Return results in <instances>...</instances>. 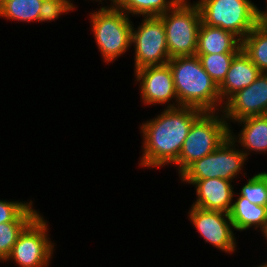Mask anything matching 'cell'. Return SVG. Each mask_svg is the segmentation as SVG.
Listing matches in <instances>:
<instances>
[{
  "instance_id": "obj_1",
  "label": "cell",
  "mask_w": 267,
  "mask_h": 267,
  "mask_svg": "<svg viewBox=\"0 0 267 267\" xmlns=\"http://www.w3.org/2000/svg\"><path fill=\"white\" fill-rule=\"evenodd\" d=\"M204 112L194 107L165 108L160 115L140 127L143 156L140 166L160 168L178 160L192 124Z\"/></svg>"
},
{
  "instance_id": "obj_2",
  "label": "cell",
  "mask_w": 267,
  "mask_h": 267,
  "mask_svg": "<svg viewBox=\"0 0 267 267\" xmlns=\"http://www.w3.org/2000/svg\"><path fill=\"white\" fill-rule=\"evenodd\" d=\"M167 64L172 70L179 107L221 111L218 85L204 70L197 55L172 57Z\"/></svg>"
},
{
  "instance_id": "obj_3",
  "label": "cell",
  "mask_w": 267,
  "mask_h": 267,
  "mask_svg": "<svg viewBox=\"0 0 267 267\" xmlns=\"http://www.w3.org/2000/svg\"><path fill=\"white\" fill-rule=\"evenodd\" d=\"M201 22L232 32L240 40L261 21L259 9L250 0H199Z\"/></svg>"
},
{
  "instance_id": "obj_4",
  "label": "cell",
  "mask_w": 267,
  "mask_h": 267,
  "mask_svg": "<svg viewBox=\"0 0 267 267\" xmlns=\"http://www.w3.org/2000/svg\"><path fill=\"white\" fill-rule=\"evenodd\" d=\"M219 113L204 112L192 124L178 160L174 163L178 165L179 175L194 161L213 152L229 137L230 125L223 113L220 116Z\"/></svg>"
},
{
  "instance_id": "obj_5",
  "label": "cell",
  "mask_w": 267,
  "mask_h": 267,
  "mask_svg": "<svg viewBox=\"0 0 267 267\" xmlns=\"http://www.w3.org/2000/svg\"><path fill=\"white\" fill-rule=\"evenodd\" d=\"M90 19L98 49L106 63L129 50L133 25L129 15L111 4L91 12Z\"/></svg>"
},
{
  "instance_id": "obj_6",
  "label": "cell",
  "mask_w": 267,
  "mask_h": 267,
  "mask_svg": "<svg viewBox=\"0 0 267 267\" xmlns=\"http://www.w3.org/2000/svg\"><path fill=\"white\" fill-rule=\"evenodd\" d=\"M164 24L170 58L196 55L201 14L196 3L180 0L159 16Z\"/></svg>"
},
{
  "instance_id": "obj_7",
  "label": "cell",
  "mask_w": 267,
  "mask_h": 267,
  "mask_svg": "<svg viewBox=\"0 0 267 267\" xmlns=\"http://www.w3.org/2000/svg\"><path fill=\"white\" fill-rule=\"evenodd\" d=\"M235 142L229 136L210 154L190 164L179 176L182 182L220 178L232 181L237 177L246 161L242 150L235 148Z\"/></svg>"
},
{
  "instance_id": "obj_8",
  "label": "cell",
  "mask_w": 267,
  "mask_h": 267,
  "mask_svg": "<svg viewBox=\"0 0 267 267\" xmlns=\"http://www.w3.org/2000/svg\"><path fill=\"white\" fill-rule=\"evenodd\" d=\"M48 230L47 221L38 214L19 234L5 261L12 259L19 267H48L55 246Z\"/></svg>"
},
{
  "instance_id": "obj_9",
  "label": "cell",
  "mask_w": 267,
  "mask_h": 267,
  "mask_svg": "<svg viewBox=\"0 0 267 267\" xmlns=\"http://www.w3.org/2000/svg\"><path fill=\"white\" fill-rule=\"evenodd\" d=\"M135 46V69L165 65L171 59L166 42V32L159 16L144 17L135 29L132 25L131 44Z\"/></svg>"
},
{
  "instance_id": "obj_10",
  "label": "cell",
  "mask_w": 267,
  "mask_h": 267,
  "mask_svg": "<svg viewBox=\"0 0 267 267\" xmlns=\"http://www.w3.org/2000/svg\"><path fill=\"white\" fill-rule=\"evenodd\" d=\"M189 220L205 242L212 244L225 253H233L236 249V239L230 215L223 211L204 210L191 206Z\"/></svg>"
},
{
  "instance_id": "obj_11",
  "label": "cell",
  "mask_w": 267,
  "mask_h": 267,
  "mask_svg": "<svg viewBox=\"0 0 267 267\" xmlns=\"http://www.w3.org/2000/svg\"><path fill=\"white\" fill-rule=\"evenodd\" d=\"M221 112L225 120L234 122L267 115V73H261L248 87L233 94L224 106L221 105Z\"/></svg>"
},
{
  "instance_id": "obj_12",
  "label": "cell",
  "mask_w": 267,
  "mask_h": 267,
  "mask_svg": "<svg viewBox=\"0 0 267 267\" xmlns=\"http://www.w3.org/2000/svg\"><path fill=\"white\" fill-rule=\"evenodd\" d=\"M134 73L136 81L140 82L141 99L145 105L166 104L174 98L177 104L170 103L167 108L179 107L172 70L168 64L143 67Z\"/></svg>"
},
{
  "instance_id": "obj_13",
  "label": "cell",
  "mask_w": 267,
  "mask_h": 267,
  "mask_svg": "<svg viewBox=\"0 0 267 267\" xmlns=\"http://www.w3.org/2000/svg\"><path fill=\"white\" fill-rule=\"evenodd\" d=\"M231 183L232 181L220 178L191 180L189 184L195 185L197 195L192 206L229 214L235 194Z\"/></svg>"
},
{
  "instance_id": "obj_14",
  "label": "cell",
  "mask_w": 267,
  "mask_h": 267,
  "mask_svg": "<svg viewBox=\"0 0 267 267\" xmlns=\"http://www.w3.org/2000/svg\"><path fill=\"white\" fill-rule=\"evenodd\" d=\"M261 73L258 67L241 50L234 57L225 79L218 86L222 104L237 91L248 87Z\"/></svg>"
},
{
  "instance_id": "obj_15",
  "label": "cell",
  "mask_w": 267,
  "mask_h": 267,
  "mask_svg": "<svg viewBox=\"0 0 267 267\" xmlns=\"http://www.w3.org/2000/svg\"><path fill=\"white\" fill-rule=\"evenodd\" d=\"M241 40L232 32L201 22L196 54L239 53Z\"/></svg>"
},
{
  "instance_id": "obj_16",
  "label": "cell",
  "mask_w": 267,
  "mask_h": 267,
  "mask_svg": "<svg viewBox=\"0 0 267 267\" xmlns=\"http://www.w3.org/2000/svg\"><path fill=\"white\" fill-rule=\"evenodd\" d=\"M242 125V130L239 132L238 137L235 138L231 130H229V136L234 142L241 144L243 153L246 158L249 155V151L255 152H267V115L252 116L237 121ZM244 125V126H243ZM238 139V141H237ZM244 149H246L244 151ZM248 152V153H247Z\"/></svg>"
},
{
  "instance_id": "obj_17",
  "label": "cell",
  "mask_w": 267,
  "mask_h": 267,
  "mask_svg": "<svg viewBox=\"0 0 267 267\" xmlns=\"http://www.w3.org/2000/svg\"><path fill=\"white\" fill-rule=\"evenodd\" d=\"M229 215L235 230L243 231L253 226L259 227L262 234L267 233V206L250 203L239 195L233 201Z\"/></svg>"
},
{
  "instance_id": "obj_18",
  "label": "cell",
  "mask_w": 267,
  "mask_h": 267,
  "mask_svg": "<svg viewBox=\"0 0 267 267\" xmlns=\"http://www.w3.org/2000/svg\"><path fill=\"white\" fill-rule=\"evenodd\" d=\"M241 48L262 73H267V23L260 21L241 40Z\"/></svg>"
},
{
  "instance_id": "obj_19",
  "label": "cell",
  "mask_w": 267,
  "mask_h": 267,
  "mask_svg": "<svg viewBox=\"0 0 267 267\" xmlns=\"http://www.w3.org/2000/svg\"><path fill=\"white\" fill-rule=\"evenodd\" d=\"M180 0H114L112 5L129 15L160 16L172 9ZM129 13V14H128Z\"/></svg>"
},
{
  "instance_id": "obj_20",
  "label": "cell",
  "mask_w": 267,
  "mask_h": 267,
  "mask_svg": "<svg viewBox=\"0 0 267 267\" xmlns=\"http://www.w3.org/2000/svg\"><path fill=\"white\" fill-rule=\"evenodd\" d=\"M43 0H5L0 6V17L23 22H39Z\"/></svg>"
},
{
  "instance_id": "obj_21",
  "label": "cell",
  "mask_w": 267,
  "mask_h": 267,
  "mask_svg": "<svg viewBox=\"0 0 267 267\" xmlns=\"http://www.w3.org/2000/svg\"><path fill=\"white\" fill-rule=\"evenodd\" d=\"M238 53L196 54L204 70L219 86L226 77L234 57Z\"/></svg>"
},
{
  "instance_id": "obj_22",
  "label": "cell",
  "mask_w": 267,
  "mask_h": 267,
  "mask_svg": "<svg viewBox=\"0 0 267 267\" xmlns=\"http://www.w3.org/2000/svg\"><path fill=\"white\" fill-rule=\"evenodd\" d=\"M39 213L33 209L32 201L0 200V224L6 222H31Z\"/></svg>"
},
{
  "instance_id": "obj_23",
  "label": "cell",
  "mask_w": 267,
  "mask_h": 267,
  "mask_svg": "<svg viewBox=\"0 0 267 267\" xmlns=\"http://www.w3.org/2000/svg\"><path fill=\"white\" fill-rule=\"evenodd\" d=\"M237 195L248 199L250 203L267 206V177L262 172L254 175Z\"/></svg>"
},
{
  "instance_id": "obj_24",
  "label": "cell",
  "mask_w": 267,
  "mask_h": 267,
  "mask_svg": "<svg viewBox=\"0 0 267 267\" xmlns=\"http://www.w3.org/2000/svg\"><path fill=\"white\" fill-rule=\"evenodd\" d=\"M30 222H6L0 224V261L9 256L19 234Z\"/></svg>"
},
{
  "instance_id": "obj_25",
  "label": "cell",
  "mask_w": 267,
  "mask_h": 267,
  "mask_svg": "<svg viewBox=\"0 0 267 267\" xmlns=\"http://www.w3.org/2000/svg\"><path fill=\"white\" fill-rule=\"evenodd\" d=\"M75 6L70 0H43L39 22H46L58 19L63 13L73 11Z\"/></svg>"
},
{
  "instance_id": "obj_26",
  "label": "cell",
  "mask_w": 267,
  "mask_h": 267,
  "mask_svg": "<svg viewBox=\"0 0 267 267\" xmlns=\"http://www.w3.org/2000/svg\"><path fill=\"white\" fill-rule=\"evenodd\" d=\"M266 2H267V0H266ZM259 15H260L261 21H265L267 19V9H266V11L259 10Z\"/></svg>"
},
{
  "instance_id": "obj_27",
  "label": "cell",
  "mask_w": 267,
  "mask_h": 267,
  "mask_svg": "<svg viewBox=\"0 0 267 267\" xmlns=\"http://www.w3.org/2000/svg\"><path fill=\"white\" fill-rule=\"evenodd\" d=\"M258 267H267V262L264 263L263 265H259Z\"/></svg>"
},
{
  "instance_id": "obj_28",
  "label": "cell",
  "mask_w": 267,
  "mask_h": 267,
  "mask_svg": "<svg viewBox=\"0 0 267 267\" xmlns=\"http://www.w3.org/2000/svg\"><path fill=\"white\" fill-rule=\"evenodd\" d=\"M5 0H0V6L4 3Z\"/></svg>"
},
{
  "instance_id": "obj_29",
  "label": "cell",
  "mask_w": 267,
  "mask_h": 267,
  "mask_svg": "<svg viewBox=\"0 0 267 267\" xmlns=\"http://www.w3.org/2000/svg\"><path fill=\"white\" fill-rule=\"evenodd\" d=\"M98 1L102 2L103 0H98ZM113 1H114V0H111V4L113 3ZM96 2H97V0H96Z\"/></svg>"
}]
</instances>
